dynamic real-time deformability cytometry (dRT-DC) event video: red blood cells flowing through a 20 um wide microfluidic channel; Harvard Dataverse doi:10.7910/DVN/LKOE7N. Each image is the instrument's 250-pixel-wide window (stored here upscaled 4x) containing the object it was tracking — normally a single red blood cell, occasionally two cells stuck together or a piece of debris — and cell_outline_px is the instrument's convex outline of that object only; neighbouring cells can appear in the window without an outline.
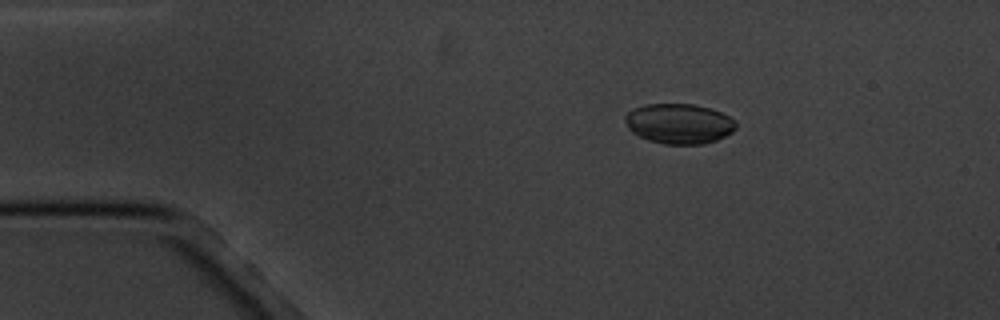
{"species": "common noctule bat (a hibernating species)", "species_latin": "Nyctalus noctula", "temperature_condition": "cold", "stored_images_in_passage": 5, "camera_frame_rate_fps": 3000, "um_per_image_px": 0.085, "animal": {"sex": "male", "body_mass_g": 20.1, "forearm_length_mm": 53.5}, "frame": {"image": 1, "passage_image": 3, "time_ms": 2.333, "image_size_px": [1000, 320], "cell_outline_px": [[736, 128], [732, 132], [716, 140], [704, 144], [664, 144], [648, 140], [632, 132], [628, 128], [624, 120], [624, 116], [628, 112], [644, 104], [692, 104], [708, 108], [720, 112], [736, 120]], "centroid_in_image_um": [57.71, 10.51], "position_along_channel_um": 27.3, "area_um2": 25.84}}